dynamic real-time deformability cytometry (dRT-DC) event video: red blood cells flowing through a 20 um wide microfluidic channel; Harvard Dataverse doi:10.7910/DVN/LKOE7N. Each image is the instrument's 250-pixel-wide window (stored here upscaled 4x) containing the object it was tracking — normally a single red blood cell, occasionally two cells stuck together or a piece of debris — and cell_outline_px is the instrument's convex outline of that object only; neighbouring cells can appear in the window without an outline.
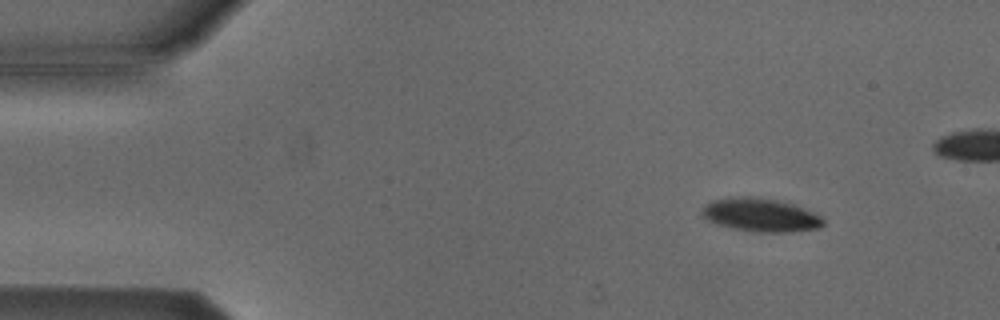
{"species": "Egyptian fruit bat (a non-hibernating species)", "species_latin": "Rousettus aegyptiacus", "temperature_condition": "cold", "stored_images_in_passage": 43, "camera_frame_rate_fps": 3000, "um_per_image_px": 0.085, "animal": {"sex": "male"}, "frame": {"image": 1, "passage_image": 1, "time_ms": 0.0, "image_size_px": [1000, 320], "cell_outline_px": [[824, 224], [820, 228], [792, 232], [756, 232], [716, 224], [708, 220], [700, 212], [704, 204], [712, 200], [728, 196], [752, 196], [792, 204], [820, 216], [824, 220]], "centroid_in_image_um": [64.6, 18.27], "position_along_channel_um": 20.4, "area_um2": 23.47}}
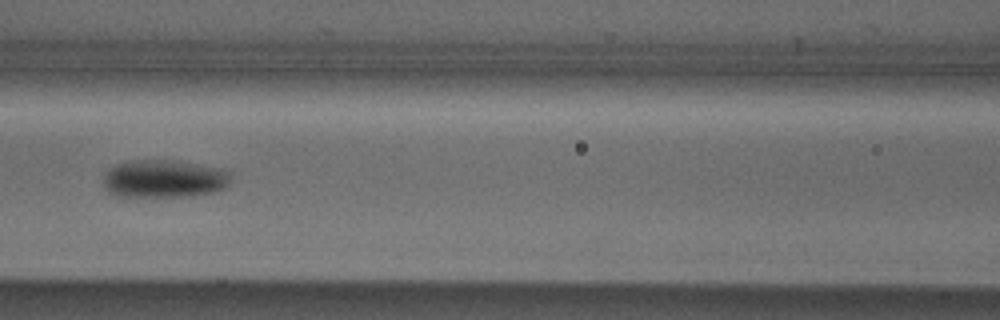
{"frame": {"image": 2, "passage_image": 18, "time_ms": 5.667, "image_size_px": [1000, 320], "cell_outline_px": [[232, 172], [228, 184], [224, 188], [216, 192], [192, 196], [116, 196], [108, 192], [104, 188], [104, 172], [108, 168], [116, 164], [132, 160], [172, 160], [216, 168]], "centroid_in_image_um": [13.91, 15.2], "position_along_channel_um": 152.7, "area_um2": 28.21}}
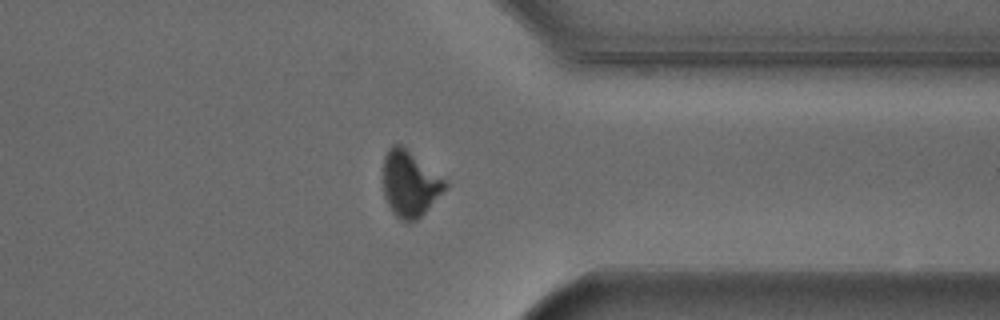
{"frame": {"image": 3, "passage_image": 36, "time_ms": 11.667, "image_size_px": [1000, 320], "cell_outline_px": [[448, 184], [428, 208], [416, 220], [408, 224], [400, 220], [392, 212], [384, 196], [384, 156], [388, 148], [392, 144], [400, 144], [444, 180]], "centroid_in_image_um": [34.78, 15.65], "position_along_channel_um": 376.6, "area_um2": 23.12}, "authors_computed_cell_mechanics": {"area_um2": 25.6054, "velocity_mm_per_s": 3.837, "shape_relaxation_time_tau1_ms": 3.203, "shape_relaxation_time_tau2_ms": null, "deformation_change_tau1": 0.131, "deformation_change_tau2": null}}